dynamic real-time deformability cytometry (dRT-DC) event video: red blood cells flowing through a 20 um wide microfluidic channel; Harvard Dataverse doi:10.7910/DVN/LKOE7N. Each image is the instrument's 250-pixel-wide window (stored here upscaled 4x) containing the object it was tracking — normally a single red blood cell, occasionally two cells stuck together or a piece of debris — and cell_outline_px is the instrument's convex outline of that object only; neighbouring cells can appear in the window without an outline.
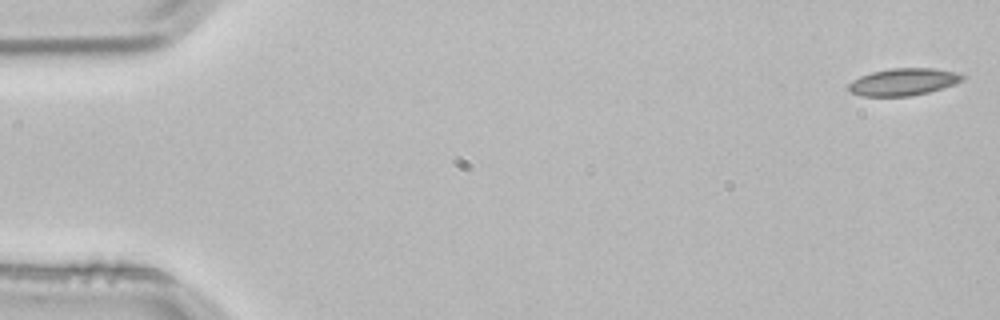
{"species": "common noctule bat (a hibernating species)", "species_latin": "Nyctalus noctula", "temperature_condition": "room temperature", "stored_images_in_passage": 3, "camera_frame_rate_fps": 3000, "um_per_image_px": 0.085, "animal": {"sex": "male", "body_mass_g": 21.5, "forearm_length_mm": 52.0}, "frame": {"image": 1, "passage_image": 1, "time_ms": 0.0, "image_size_px": [1000, 320], "cell_outline_px": [[964, 80], [928, 92], [908, 96], [864, 96], [852, 92], [848, 88], [848, 84], [852, 80], [860, 76], [872, 72], [892, 68], [932, 68], [960, 72], [964, 76]], "centroid_in_image_um": [76.79, 6.94], "position_along_channel_um": 8.2, "area_um2": 17.86}}